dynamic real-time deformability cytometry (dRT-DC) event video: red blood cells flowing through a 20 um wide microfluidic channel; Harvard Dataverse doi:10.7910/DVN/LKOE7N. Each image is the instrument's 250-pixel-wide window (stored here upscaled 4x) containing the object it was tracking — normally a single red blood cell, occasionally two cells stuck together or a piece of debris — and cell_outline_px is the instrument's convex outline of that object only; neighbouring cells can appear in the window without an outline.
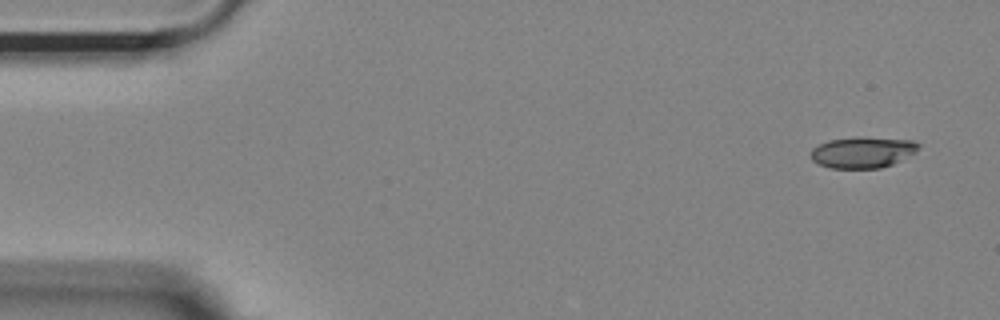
{"species": "Egyptian fruit bat (a non-hibernating species)", "species_latin": "Rousettus aegyptiacus", "temperature_condition": "room temperature", "stored_images_in_passage": 52, "camera_frame_rate_fps": 3000, "um_per_image_px": 0.085, "animal": {"sex": "female"}, "frame": {"image": 1, "passage_image": 1, "time_ms": 0.0, "image_size_px": [1000, 320], "cell_outline_px": [[920, 148], [916, 152], [892, 164], [880, 168], [832, 168], [820, 164], [812, 160], [812, 148], [828, 140], [856, 136], [864, 136], [912, 140], [920, 144]], "centroid_in_image_um": [73.35, 12.92], "position_along_channel_um": 11.6, "area_um2": 19.65}}
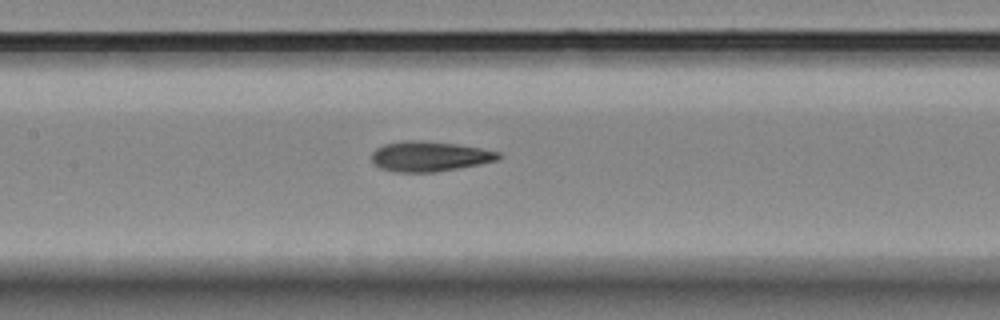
{"frame": {"image": 2, "passage_image": 23, "time_ms": 7.333, "image_size_px": [1000, 320], "cell_outline_px": [[504, 156], [500, 160], [460, 168], [436, 172], [396, 172], [380, 168], [372, 160], [372, 152], [376, 148], [384, 144], [404, 140], [416, 140], [456, 144], [480, 148], [500, 152]], "centroid_in_image_um": [36.55, 13.29], "position_along_channel_um": 170.9, "area_um2": 22.37}}
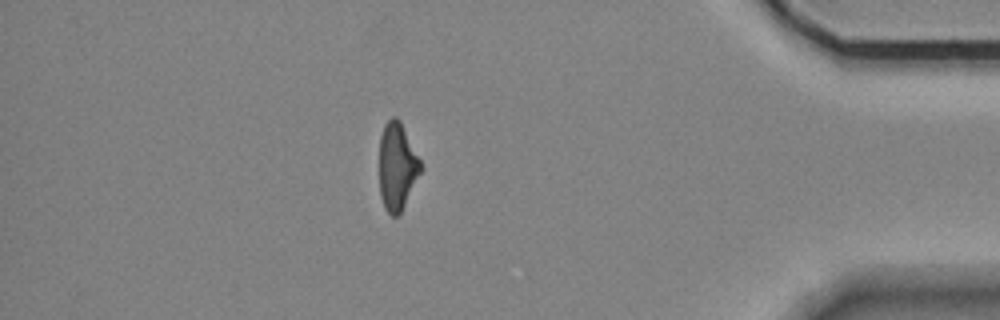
{"frame": {"image": 3, "passage_image": 45, "time_ms": 14.667, "image_size_px": [1000, 320], "cell_outline_px": [[424, 168], [400, 216], [392, 216], [384, 208], [380, 196], [380, 136], [384, 124], [392, 116], [396, 116], [400, 120]], "centroid_in_image_um": [33.77, 14.19], "position_along_channel_um": 401.4, "area_um2": 21.44}, "authors_computed_cell_mechanics": {"area_um2": 21.964, "velocity_mm_per_s": 3.6982, "shape_relaxation_time_tau1_ms": 7.1387, "shape_relaxation_time_tau2_ms": 3.4506, "deformation_change_tau1": 0.1863, "deformation_change_tau2": 0.1249}}